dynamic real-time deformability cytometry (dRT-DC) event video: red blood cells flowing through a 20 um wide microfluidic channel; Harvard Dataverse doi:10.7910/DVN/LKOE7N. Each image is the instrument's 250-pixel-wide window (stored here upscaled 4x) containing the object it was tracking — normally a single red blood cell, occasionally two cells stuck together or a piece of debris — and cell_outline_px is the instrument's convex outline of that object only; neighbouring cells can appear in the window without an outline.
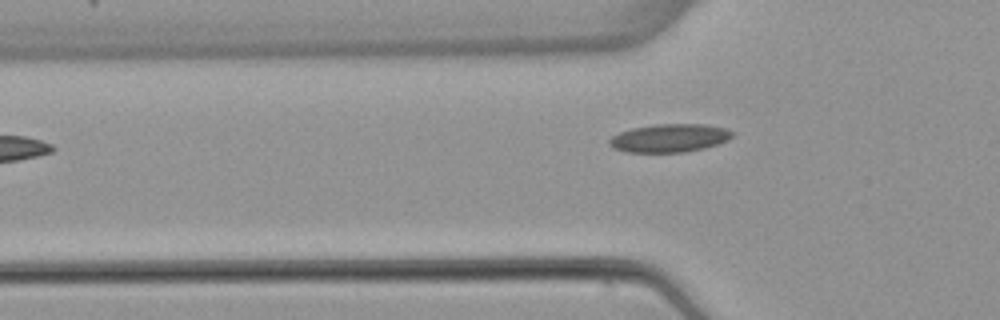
{"species": "common noctule bat (a hibernating species)", "species_latin": "Nyctalus noctula", "temperature_condition": "warm", "stored_images_in_passage": 2, "camera_frame_rate_fps": 3000, "um_per_image_px": 0.085, "animal": {"sex": "female", "body_mass_g": 22.7, "forearm_length_mm": 54.2}, "frame": {"image": 1, "passage_image": 2, "time_ms": 1.333, "image_size_px": [1000, 320], "cell_outline_px": [[732, 136], [728, 140], [704, 148], [684, 152], [624, 152], [612, 148], [608, 144], [608, 140], [612, 136], [620, 132], [632, 128], [656, 124], [704, 124], [724, 128], [732, 132]], "centroid_in_image_um": [56.85, 11.74], "position_along_channel_um": 68.9, "area_um2": 20.17}}